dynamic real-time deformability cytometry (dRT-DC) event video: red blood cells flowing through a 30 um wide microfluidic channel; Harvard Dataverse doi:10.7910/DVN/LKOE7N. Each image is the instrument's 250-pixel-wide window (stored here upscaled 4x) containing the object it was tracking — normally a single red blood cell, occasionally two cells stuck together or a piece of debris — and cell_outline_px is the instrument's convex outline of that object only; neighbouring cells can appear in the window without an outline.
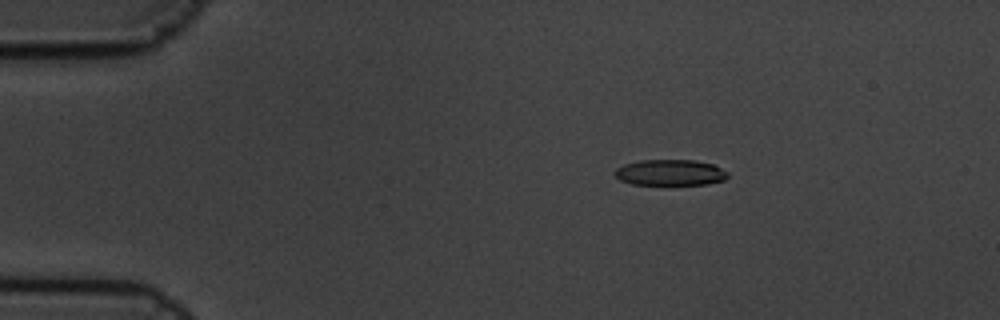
{"species": "common noctule bat (a hibernating species)", "species_latin": "Nyctalus noctula", "temperature_condition": "cold", "stored_images_in_passage": 7, "camera_frame_rate_fps": 3000, "um_per_image_px": 0.085, "animal": {"sex": "male", "body_mass_g": 19.5, "forearm_length_mm": 54.6}, "frame": {"image": 1, "passage_image": 4, "time_ms": 1.0, "image_size_px": [1000, 320], "cell_outline_px": [[728, 176], [724, 180], [708, 184], [632, 184], [620, 180], [612, 172], [616, 168], [624, 164], [640, 160], [696, 160], [712, 164], [728, 172]], "centroid_in_image_um": [56.95, 14.66], "position_along_channel_um": 28.1, "area_um2": 17.05}}